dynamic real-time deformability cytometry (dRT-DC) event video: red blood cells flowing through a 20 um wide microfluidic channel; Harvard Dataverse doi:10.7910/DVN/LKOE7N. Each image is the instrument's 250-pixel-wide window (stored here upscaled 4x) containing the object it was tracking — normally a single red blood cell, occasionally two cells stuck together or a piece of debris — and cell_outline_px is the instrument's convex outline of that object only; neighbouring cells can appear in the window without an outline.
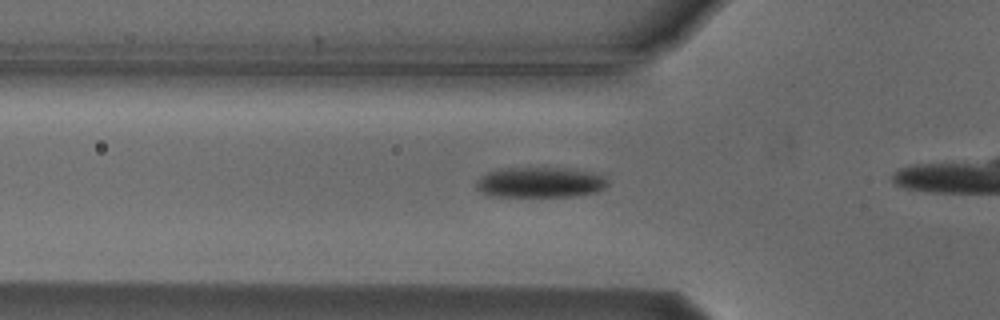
{"species": "Egyptian fruit bat (a non-hibernating species)", "species_latin": "Rousettus aegyptiacus", "temperature_condition": "cold", "stored_images_in_passage": 19, "camera_frame_rate_fps": 3000, "um_per_image_px": 0.085, "animal": {"sex": "male"}, "frame": {"image": 1, "passage_image": 10, "time_ms": 3.0, "image_size_px": [1000, 320], "cell_outline_px": [[608, 184], [604, 188], [596, 192], [572, 196], [488, 196], [476, 188], [476, 180], [480, 176], [488, 172], [504, 168], [576, 168], [604, 172], [608, 180]], "centroid_in_image_um": [46.0, 15.48], "position_along_channel_um": 79.8, "area_um2": 23.87}}
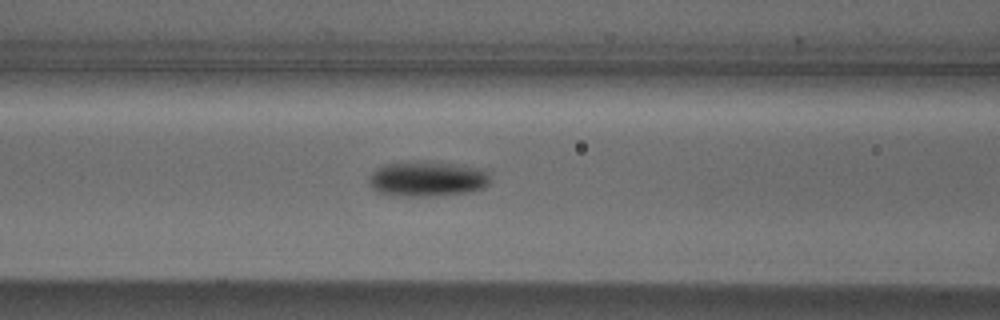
{"frame": {"image": 2, "passage_image": 14, "time_ms": 4.333, "image_size_px": [1000, 320], "cell_outline_px": [[492, 180], [484, 188], [468, 192], [428, 196], [396, 196], [376, 192], [368, 184], [368, 176], [376, 168], [384, 164], [408, 160], [424, 160], [456, 164], [484, 168], [492, 172]], "centroid_in_image_um": [36.33, 15.17], "position_along_channel_um": 130.3, "area_um2": 25.89}}
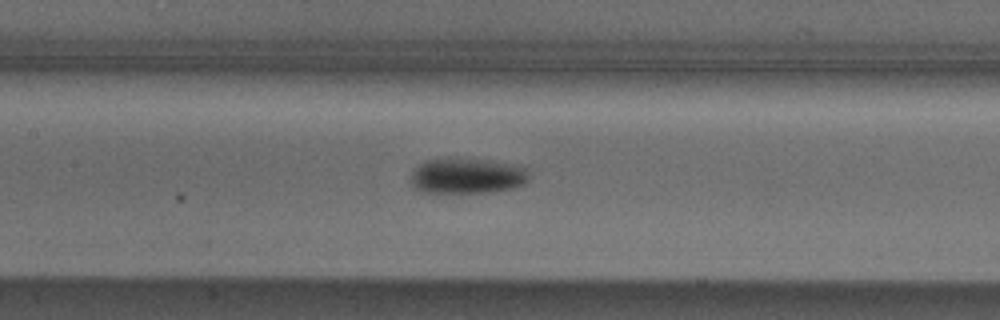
{"frame": {"image": 3, "passage_image": 17, "time_ms": 5.333, "image_size_px": [1000, 320], "cell_outline_px": [[528, 180], [524, 184], [512, 188], [488, 192], [420, 192], [412, 184], [412, 172], [424, 160], [484, 160], [528, 168]], "centroid_in_image_um": [39.71, 14.98], "position_along_channel_um": 167.7, "area_um2": 23.64}}